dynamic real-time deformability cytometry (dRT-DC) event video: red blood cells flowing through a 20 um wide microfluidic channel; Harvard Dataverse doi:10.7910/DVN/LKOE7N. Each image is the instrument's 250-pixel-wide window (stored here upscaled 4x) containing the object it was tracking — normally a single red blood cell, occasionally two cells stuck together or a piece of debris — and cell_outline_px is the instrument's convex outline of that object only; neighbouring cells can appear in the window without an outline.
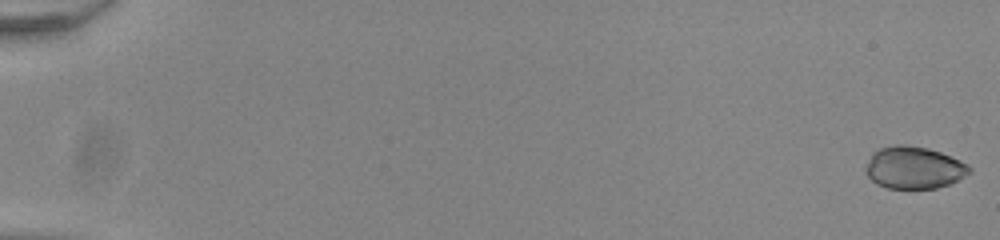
{"species": "common noctule bat (a hibernating species)", "species_latin": "Nyctalus noctula", "temperature_condition": "room temperature", "stored_images_in_passage": 55, "camera_frame_rate_fps": 3000, "um_per_image_px": 0.085, "animal": {"sex": "male", "body_mass_g": 20.0, "forearm_length_mm": 53.3}, "frame": {"image": 1, "passage_image": 1, "time_ms": 0.0, "image_size_px": [1000, 240], "cell_outline_px": [[972, 172], [948, 184], [936, 188], [888, 188], [876, 184], [864, 172], [864, 168], [872, 152], [880, 148], [896, 144], [904, 144], [928, 148], [940, 152], [960, 160], [968, 164], [972, 168]], "centroid_in_image_um": [77.66, 14.24], "position_along_channel_um": 7.3, "area_um2": 25.61}}
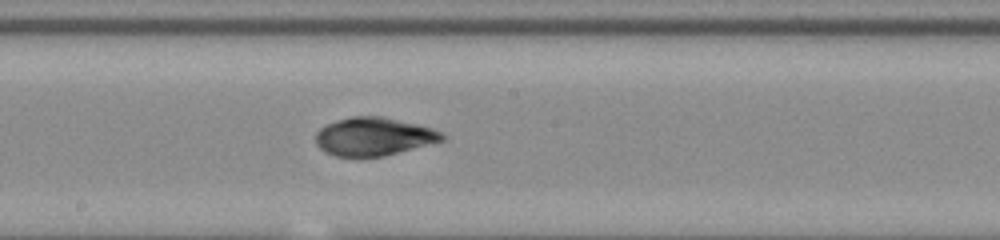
{"frame": {"image": 2, "passage_image": 32, "time_ms": 10.333, "image_size_px": [1000, 240], "cell_outline_px": [[448, 136], [444, 140], [384, 156], [336, 156], [324, 152], [316, 144], [316, 132], [320, 128], [336, 120], [352, 116], [384, 116], [432, 128]], "centroid_in_image_um": [31.76, 11.6], "position_along_channel_um": 216.4, "area_um2": 28.03}}
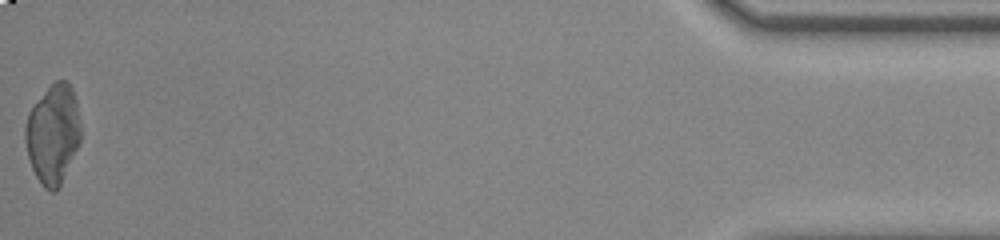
{"frame": {"image": 3, "passage_image": 55, "time_ms": 18.0, "image_size_px": [1000, 240], "cell_outline_px": [[80, 140], [60, 184], [56, 192], [52, 192], [44, 188], [36, 176], [32, 168], [28, 156], [24, 140], [24, 128], [28, 112], [44, 92], [56, 80], [68, 80], [72, 88], [76, 100], [80, 124]], "centroid_in_image_um": [4.48, 11.37], "position_along_channel_um": 430.7, "area_um2": 31.79}, "authors_computed_cell_mechanics": {"area_um2": 28.033, "velocity_mm_per_s": 3.8854, "shape_relaxation_time_tau1_ms": 10.8397, "shape_relaxation_time_tau2_ms": 1.0718, "deformation_change_tau1": 0.2618, "deformation_change_tau2": 0.0377}}